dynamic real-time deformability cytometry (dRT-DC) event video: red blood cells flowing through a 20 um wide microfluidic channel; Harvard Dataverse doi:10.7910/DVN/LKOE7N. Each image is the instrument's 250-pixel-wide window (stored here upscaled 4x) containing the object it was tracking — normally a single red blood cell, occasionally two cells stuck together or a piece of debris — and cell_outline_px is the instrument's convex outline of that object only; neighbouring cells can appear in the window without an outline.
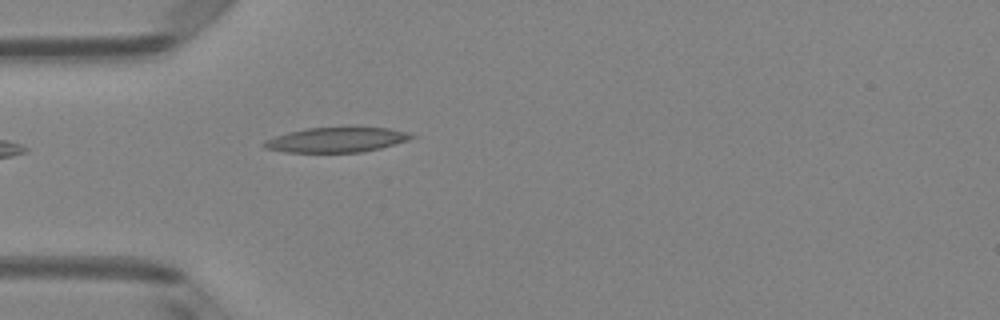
{"species": "Egyptian fruit bat (a non-hibernating species)", "species_latin": "Rousettus aegyptiacus", "temperature_condition": "room temperature", "stored_images_in_passage": 13, "camera_frame_rate_fps": 3000, "um_per_image_px": 0.085, "animal": {"sex": "female"}, "frame": {"image": 1, "passage_image": 1, "time_ms": 0.0, "image_size_px": [1000, 320], "cell_outline_px": [[416, 136], [408, 140], [380, 148], [360, 152], [284, 152], [264, 148], [260, 144], [264, 140], [288, 132], [308, 128], [352, 124], [388, 128], [408, 132]], "centroid_in_image_um": [28.61, 11.83], "position_along_channel_um": 56.4, "area_um2": 22.31}}
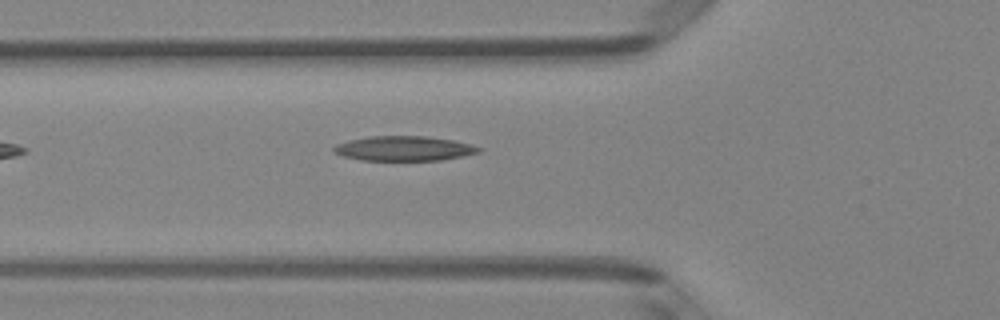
{"frame": {"image": 2, "passage_image": 4, "time_ms": 1.0, "image_size_px": [1000, 320], "cell_outline_px": [[484, 148], [480, 152], [440, 160], [360, 160], [344, 156], [336, 152], [332, 148], [336, 144], [348, 140], [368, 136], [428, 136], [452, 140], [472, 144]], "centroid_in_image_um": [34.35, 12.61], "position_along_channel_um": 91.4, "area_um2": 20.87}}